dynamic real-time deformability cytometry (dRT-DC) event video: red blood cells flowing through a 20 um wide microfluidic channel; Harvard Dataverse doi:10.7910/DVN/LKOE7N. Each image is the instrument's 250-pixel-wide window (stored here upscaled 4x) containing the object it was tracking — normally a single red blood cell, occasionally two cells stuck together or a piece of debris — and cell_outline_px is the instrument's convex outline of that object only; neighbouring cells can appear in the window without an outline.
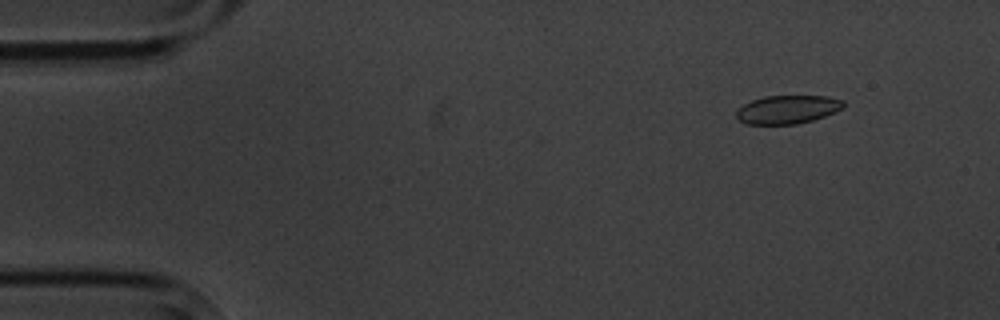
{"species": "common noctule bat (a hibernating species)", "species_latin": "Nyctalus noctula", "temperature_condition": "cold", "stored_images_in_passage": 10, "camera_frame_rate_fps": 3000, "um_per_image_px": 0.085, "animal": {"sex": "male", "body_mass_g": 20.1, "forearm_length_mm": 53.5}, "frame": {"image": 1, "passage_image": 2, "time_ms": 1.0, "image_size_px": [1000, 320], "cell_outline_px": [[844, 108], [824, 116], [812, 120], [796, 124], [748, 124], [740, 120], [736, 116], [736, 112], [744, 104], [752, 100], [764, 96], [828, 96], [844, 100]], "centroid_in_image_um": [66.97, 9.3], "position_along_channel_um": 18.0, "area_um2": 17.63}}
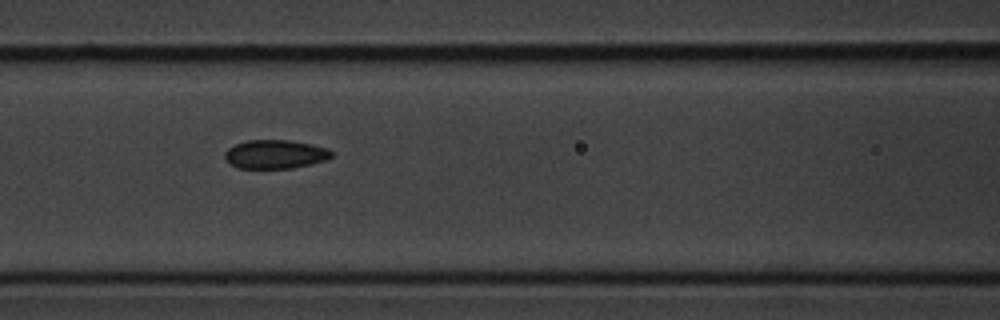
{"frame": {"image": 2, "passage_image": 7, "time_ms": 7.0, "image_size_px": [1000, 320], "cell_outline_px": [[332, 156], [324, 160], [292, 168], [236, 168], [228, 164], [224, 160], [224, 152], [228, 148], [236, 144], [248, 140], [288, 140], [312, 144], [328, 148], [332, 152]], "centroid_in_image_um": [23.33, 13.11], "position_along_channel_um": 143.3, "area_um2": 17.92}}
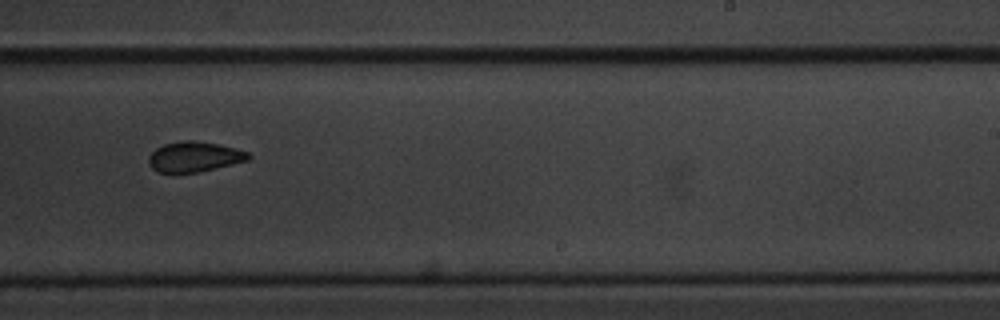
{"frame": {"image": 3, "passage_image": 10, "time_ms": 10.667, "image_size_px": [1000, 320], "cell_outline_px": [[252, 156], [248, 160], [232, 164], [196, 172], [156, 172], [148, 164], [148, 156], [156, 148], [164, 144], [180, 140], [192, 140], [216, 144], [248, 152]], "centroid_in_image_um": [16.47, 13.32], "position_along_channel_um": 272.5, "area_um2": 17.34}}